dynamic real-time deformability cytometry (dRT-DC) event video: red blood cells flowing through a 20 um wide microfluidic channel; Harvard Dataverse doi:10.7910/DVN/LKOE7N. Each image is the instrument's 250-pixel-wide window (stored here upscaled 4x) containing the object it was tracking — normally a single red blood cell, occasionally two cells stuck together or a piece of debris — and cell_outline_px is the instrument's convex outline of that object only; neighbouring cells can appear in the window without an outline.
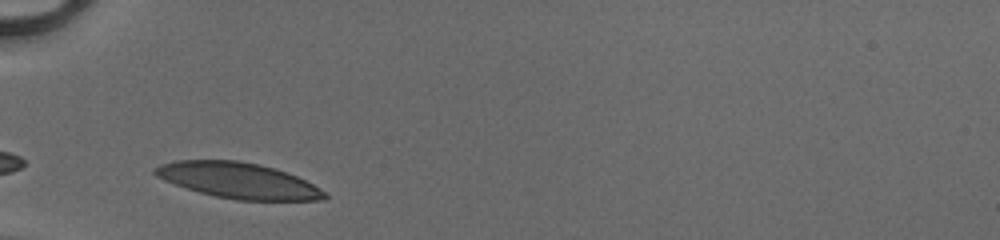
{"species": "human", "species_latin": "Homo sapiens", "temperature_condition": "cold", "stored_images_in_passage": 26, "camera_frame_rate_fps": 3000, "um_per_image_px": 0.085, "donor": {"sex": "male"}, "frame": {"image": 1, "passage_image": 1, "time_ms": 0.0, "image_size_px": [1000, 240], "cell_outline_px": [[328, 196], [324, 200], [236, 200], [216, 196], [200, 192], [164, 180], [156, 176], [152, 172], [152, 168], [160, 164], [176, 160], [236, 160], [260, 164], [276, 168], [296, 176], [312, 184], [324, 192]], "centroid_in_image_um": [20.22, 15.33], "position_along_channel_um": 64.8, "area_um2": 35.08}}
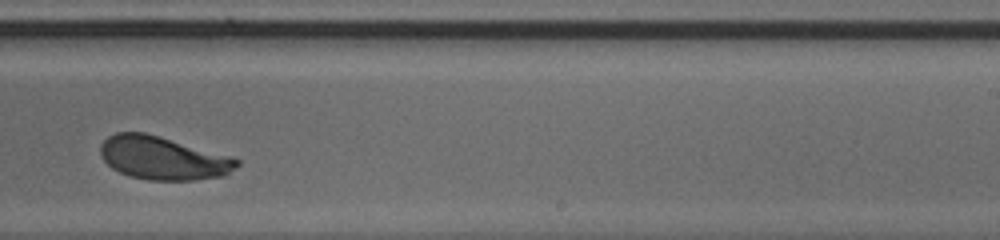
{"frame": {"image": 2, "passage_image": 17, "time_ms": 5.333, "image_size_px": [1000, 240], "cell_outline_px": [[240, 164], [236, 168], [224, 176], [196, 180], [148, 180], [128, 176], [112, 168], [100, 156], [100, 144], [108, 136], [116, 132], [144, 132], [160, 136], [232, 156], [240, 160]], "centroid_in_image_um": [13.86, 13.43], "position_along_channel_um": 275.1, "area_um2": 34.68}}
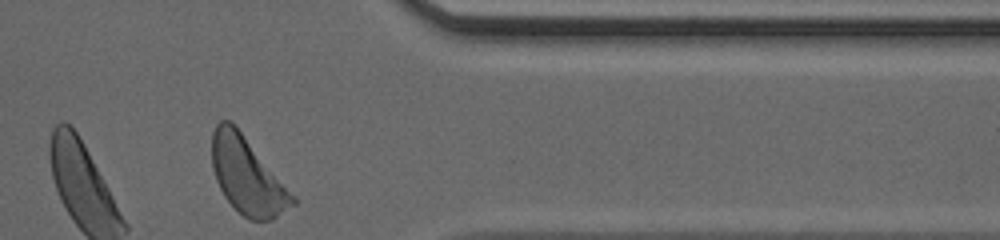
{"frame": {"image": 3, "passage_image": 26, "time_ms": 8.333, "image_size_px": [1000, 240], "cell_outline_px": [[296, 204], [272, 220], [252, 220], [244, 216], [224, 196], [216, 180], [212, 168], [212, 132], [216, 124], [220, 120], [228, 120], [240, 132], [296, 196]], "centroid_in_image_um": [21.03, 14.97], "position_along_channel_um": 390.4, "area_um2": 35.37}, "authors_computed_cell_mechanics": {"area_um2": 35.2291, "velocity_mm_per_s": 4.1084, "shape_relaxation_time_tau1_ms": 2.2641, "shape_relaxation_time_tau2_ms": 0.806, "deformation_change_tau1": 0.1328, "deformation_change_tau2": 0.071}}